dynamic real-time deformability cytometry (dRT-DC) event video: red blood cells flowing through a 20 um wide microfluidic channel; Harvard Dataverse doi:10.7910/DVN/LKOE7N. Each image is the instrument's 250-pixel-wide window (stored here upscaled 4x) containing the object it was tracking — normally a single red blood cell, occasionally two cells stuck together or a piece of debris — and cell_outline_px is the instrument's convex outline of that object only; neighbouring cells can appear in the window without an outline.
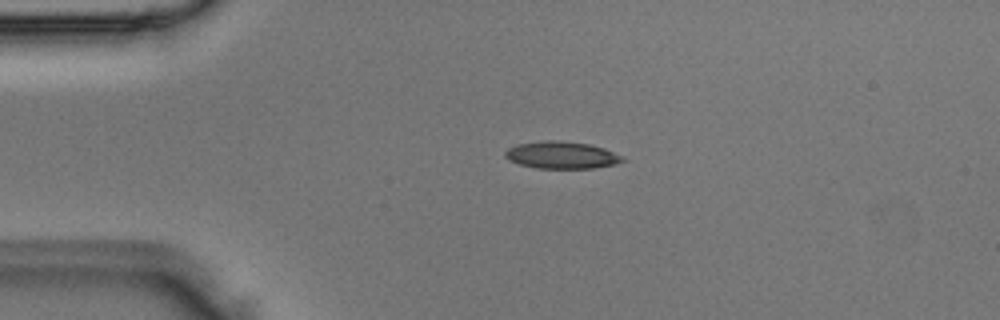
{"species": "Egyptian fruit bat (a non-hibernating species)", "species_latin": "Rousettus aegyptiacus", "temperature_condition": "room temperature", "stored_images_in_passage": 2, "camera_frame_rate_fps": 3000, "um_per_image_px": 0.085, "animal": {"sex": "male"}, "frame": {"image": 1, "passage_image": 1, "time_ms": 0.0, "image_size_px": [1000, 320], "cell_outline_px": [[628, 160], [616, 164], [592, 168], [536, 168], [520, 164], [508, 160], [504, 156], [504, 152], [508, 148], [516, 144], [544, 140], [560, 140], [588, 144], [604, 148], [624, 156]], "centroid_in_image_um": [47.75, 13.18], "position_along_channel_um": 37.3, "area_um2": 18.79}}